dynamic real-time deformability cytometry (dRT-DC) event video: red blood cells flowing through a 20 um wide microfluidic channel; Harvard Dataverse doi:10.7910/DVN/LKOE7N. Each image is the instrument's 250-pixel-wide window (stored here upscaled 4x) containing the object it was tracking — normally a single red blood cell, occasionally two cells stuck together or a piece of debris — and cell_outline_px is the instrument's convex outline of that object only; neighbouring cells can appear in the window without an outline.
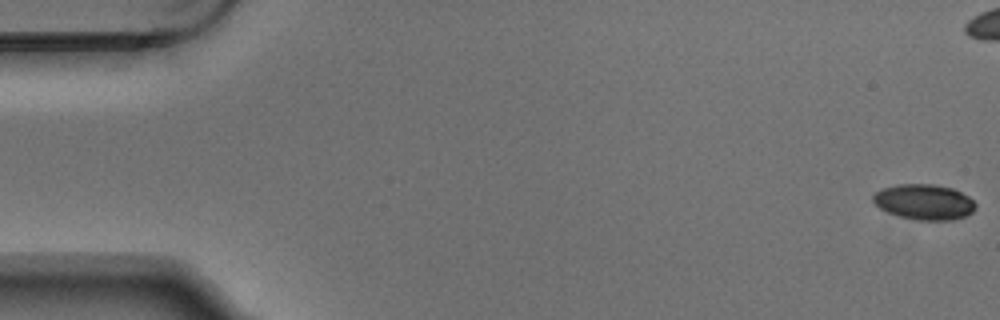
{"species": "Egyptian fruit bat (a non-hibernating species)", "species_latin": "Rousettus aegyptiacus", "temperature_condition": "warm", "stored_images_in_passage": 7, "camera_frame_rate_fps": 3000, "um_per_image_px": 0.085, "animal": {"sex": "male"}, "frame": {"image": 1, "passage_image": 1, "time_ms": 0.0, "image_size_px": [1000, 320], "cell_outline_px": [[976, 208], [972, 212], [964, 216], [952, 220], [916, 220], [900, 216], [888, 212], [880, 208], [872, 200], [872, 196], [876, 192], [884, 188], [896, 184], [932, 184], [952, 188], [968, 196], [976, 204]], "centroid_in_image_um": [78.55, 17.16], "position_along_channel_um": 6.4, "area_um2": 21.04}}